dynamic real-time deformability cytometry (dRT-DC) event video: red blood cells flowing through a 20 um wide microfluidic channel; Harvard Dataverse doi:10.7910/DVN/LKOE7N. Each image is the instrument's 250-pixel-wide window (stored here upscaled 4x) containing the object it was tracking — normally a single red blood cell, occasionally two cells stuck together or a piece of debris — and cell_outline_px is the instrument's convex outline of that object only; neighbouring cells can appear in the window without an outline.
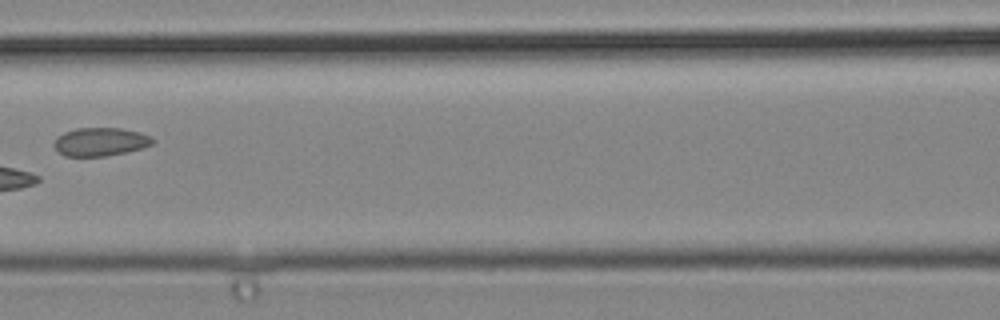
{"species": "common noctule bat (a hibernating species)", "species_latin": "Nyctalus noctula", "temperature_condition": "cold", "stored_images_in_passage": 5, "camera_frame_rate_fps": 3000, "um_per_image_px": 0.085, "animal": {"sex": "male", "body_mass_g": 19.2, "forearm_length_mm": 51.8}, "frame": {"image": 1, "passage_image": 5, "time_ms": 1.333, "image_size_px": [1000, 320], "cell_outline_px": [[156, 140], [152, 144], [140, 148], [108, 156], [64, 156], [52, 144], [56, 136], [64, 132], [76, 128], [120, 128], [140, 132], [152, 136]], "centroid_in_image_um": [8.52, 12.04], "position_along_channel_um": 158.1, "area_um2": 16.36}}